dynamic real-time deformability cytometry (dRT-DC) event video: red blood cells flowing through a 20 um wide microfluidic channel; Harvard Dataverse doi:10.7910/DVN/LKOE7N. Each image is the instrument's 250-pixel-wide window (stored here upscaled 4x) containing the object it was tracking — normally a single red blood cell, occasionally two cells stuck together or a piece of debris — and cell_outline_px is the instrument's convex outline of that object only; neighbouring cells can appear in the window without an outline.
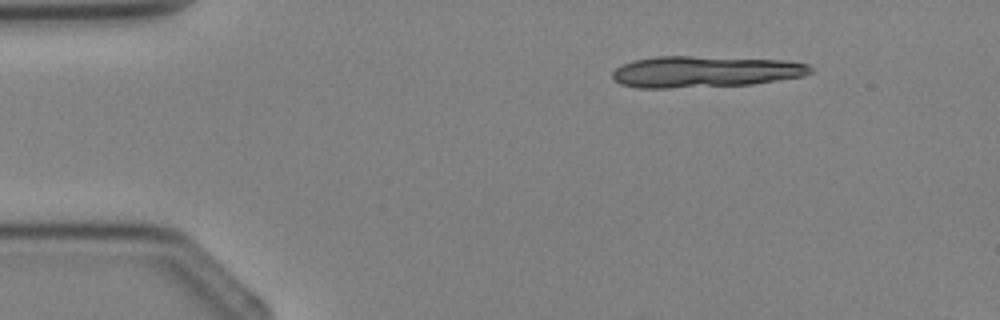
{"species": "Egyptian fruit bat (a non-hibernating species)", "species_latin": "Rousettus aegyptiacus", "temperature_condition": "cold", "stored_images_in_passage": 3, "camera_frame_rate_fps": 3000, "um_per_image_px": 0.085, "animal": {"sex": "female"}, "frame": {"image": 1, "passage_image": 1, "time_ms": 0.0, "image_size_px": [1000, 320], "cell_outline_px": [[812, 72], [804, 76], [752, 84], [668, 88], [640, 88], [620, 84], [612, 76], [612, 72], [616, 68], [624, 64], [636, 60], [656, 56], [692, 56], [784, 60], [808, 64], [812, 68]], "centroid_in_image_um": [59.93, 6.09], "position_along_channel_um": 25.1, "area_um2": 36.01}}